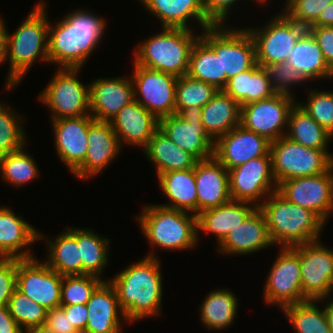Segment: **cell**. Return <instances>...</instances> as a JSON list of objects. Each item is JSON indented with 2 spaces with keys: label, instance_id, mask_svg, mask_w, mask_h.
<instances>
[{
  "label": "cell",
  "instance_id": "obj_13",
  "mask_svg": "<svg viewBox=\"0 0 333 333\" xmlns=\"http://www.w3.org/2000/svg\"><path fill=\"white\" fill-rule=\"evenodd\" d=\"M135 100L158 120L175 114L178 77L133 63Z\"/></svg>",
  "mask_w": 333,
  "mask_h": 333
},
{
  "label": "cell",
  "instance_id": "obj_52",
  "mask_svg": "<svg viewBox=\"0 0 333 333\" xmlns=\"http://www.w3.org/2000/svg\"><path fill=\"white\" fill-rule=\"evenodd\" d=\"M54 333H79L66 317L64 309L56 307L47 311L45 324Z\"/></svg>",
  "mask_w": 333,
  "mask_h": 333
},
{
  "label": "cell",
  "instance_id": "obj_38",
  "mask_svg": "<svg viewBox=\"0 0 333 333\" xmlns=\"http://www.w3.org/2000/svg\"><path fill=\"white\" fill-rule=\"evenodd\" d=\"M285 137L311 149L328 150L333 136L297 103L292 108Z\"/></svg>",
  "mask_w": 333,
  "mask_h": 333
},
{
  "label": "cell",
  "instance_id": "obj_30",
  "mask_svg": "<svg viewBox=\"0 0 333 333\" xmlns=\"http://www.w3.org/2000/svg\"><path fill=\"white\" fill-rule=\"evenodd\" d=\"M257 207L249 202L230 200L197 215V231L214 234L217 245Z\"/></svg>",
  "mask_w": 333,
  "mask_h": 333
},
{
  "label": "cell",
  "instance_id": "obj_54",
  "mask_svg": "<svg viewBox=\"0 0 333 333\" xmlns=\"http://www.w3.org/2000/svg\"><path fill=\"white\" fill-rule=\"evenodd\" d=\"M0 333H24L12 318L8 306L0 307Z\"/></svg>",
  "mask_w": 333,
  "mask_h": 333
},
{
  "label": "cell",
  "instance_id": "obj_49",
  "mask_svg": "<svg viewBox=\"0 0 333 333\" xmlns=\"http://www.w3.org/2000/svg\"><path fill=\"white\" fill-rule=\"evenodd\" d=\"M17 258H0V307L8 306L16 289Z\"/></svg>",
  "mask_w": 333,
  "mask_h": 333
},
{
  "label": "cell",
  "instance_id": "obj_1",
  "mask_svg": "<svg viewBox=\"0 0 333 333\" xmlns=\"http://www.w3.org/2000/svg\"><path fill=\"white\" fill-rule=\"evenodd\" d=\"M89 10L77 9L49 22V63L57 68H82L106 31V20ZM55 64V65H54Z\"/></svg>",
  "mask_w": 333,
  "mask_h": 333
},
{
  "label": "cell",
  "instance_id": "obj_60",
  "mask_svg": "<svg viewBox=\"0 0 333 333\" xmlns=\"http://www.w3.org/2000/svg\"><path fill=\"white\" fill-rule=\"evenodd\" d=\"M330 168H331V171L333 173V155L332 154L330 156Z\"/></svg>",
  "mask_w": 333,
  "mask_h": 333
},
{
  "label": "cell",
  "instance_id": "obj_2",
  "mask_svg": "<svg viewBox=\"0 0 333 333\" xmlns=\"http://www.w3.org/2000/svg\"><path fill=\"white\" fill-rule=\"evenodd\" d=\"M161 261L145 256L127 265L108 281L114 286L128 323L161 316L163 277Z\"/></svg>",
  "mask_w": 333,
  "mask_h": 333
},
{
  "label": "cell",
  "instance_id": "obj_51",
  "mask_svg": "<svg viewBox=\"0 0 333 333\" xmlns=\"http://www.w3.org/2000/svg\"><path fill=\"white\" fill-rule=\"evenodd\" d=\"M308 31L315 38L325 61L333 69V26H310Z\"/></svg>",
  "mask_w": 333,
  "mask_h": 333
},
{
  "label": "cell",
  "instance_id": "obj_11",
  "mask_svg": "<svg viewBox=\"0 0 333 333\" xmlns=\"http://www.w3.org/2000/svg\"><path fill=\"white\" fill-rule=\"evenodd\" d=\"M279 254L266 276L264 302L281 310L308 299L302 292L299 256L290 247H279Z\"/></svg>",
  "mask_w": 333,
  "mask_h": 333
},
{
  "label": "cell",
  "instance_id": "obj_42",
  "mask_svg": "<svg viewBox=\"0 0 333 333\" xmlns=\"http://www.w3.org/2000/svg\"><path fill=\"white\" fill-rule=\"evenodd\" d=\"M23 147L0 158V175L13 187H24L39 178L40 171L35 159Z\"/></svg>",
  "mask_w": 333,
  "mask_h": 333
},
{
  "label": "cell",
  "instance_id": "obj_41",
  "mask_svg": "<svg viewBox=\"0 0 333 333\" xmlns=\"http://www.w3.org/2000/svg\"><path fill=\"white\" fill-rule=\"evenodd\" d=\"M218 91L214 85L191 78L188 74L178 77L175 114L198 112Z\"/></svg>",
  "mask_w": 333,
  "mask_h": 333
},
{
  "label": "cell",
  "instance_id": "obj_48",
  "mask_svg": "<svg viewBox=\"0 0 333 333\" xmlns=\"http://www.w3.org/2000/svg\"><path fill=\"white\" fill-rule=\"evenodd\" d=\"M333 0H286L283 12L293 21L310 27Z\"/></svg>",
  "mask_w": 333,
  "mask_h": 333
},
{
  "label": "cell",
  "instance_id": "obj_14",
  "mask_svg": "<svg viewBox=\"0 0 333 333\" xmlns=\"http://www.w3.org/2000/svg\"><path fill=\"white\" fill-rule=\"evenodd\" d=\"M228 171L232 200L249 202L259 207L277 190L271 155L254 158Z\"/></svg>",
  "mask_w": 333,
  "mask_h": 333
},
{
  "label": "cell",
  "instance_id": "obj_21",
  "mask_svg": "<svg viewBox=\"0 0 333 333\" xmlns=\"http://www.w3.org/2000/svg\"><path fill=\"white\" fill-rule=\"evenodd\" d=\"M91 115L52 120L54 146L58 159L73 173L84 161L88 149Z\"/></svg>",
  "mask_w": 333,
  "mask_h": 333
},
{
  "label": "cell",
  "instance_id": "obj_44",
  "mask_svg": "<svg viewBox=\"0 0 333 333\" xmlns=\"http://www.w3.org/2000/svg\"><path fill=\"white\" fill-rule=\"evenodd\" d=\"M8 308L12 318L23 331L45 324L48 310L27 298L17 288L9 300Z\"/></svg>",
  "mask_w": 333,
  "mask_h": 333
},
{
  "label": "cell",
  "instance_id": "obj_25",
  "mask_svg": "<svg viewBox=\"0 0 333 333\" xmlns=\"http://www.w3.org/2000/svg\"><path fill=\"white\" fill-rule=\"evenodd\" d=\"M86 306L89 314L84 333H123L121 320L124 324L128 320L114 286L107 279L95 289Z\"/></svg>",
  "mask_w": 333,
  "mask_h": 333
},
{
  "label": "cell",
  "instance_id": "obj_10",
  "mask_svg": "<svg viewBox=\"0 0 333 333\" xmlns=\"http://www.w3.org/2000/svg\"><path fill=\"white\" fill-rule=\"evenodd\" d=\"M290 248L299 256L303 295L323 302L333 298V250L320 240Z\"/></svg>",
  "mask_w": 333,
  "mask_h": 333
},
{
  "label": "cell",
  "instance_id": "obj_9",
  "mask_svg": "<svg viewBox=\"0 0 333 333\" xmlns=\"http://www.w3.org/2000/svg\"><path fill=\"white\" fill-rule=\"evenodd\" d=\"M278 13L264 27H246L255 42L256 62L262 67L287 61L295 43L308 30L284 12Z\"/></svg>",
  "mask_w": 333,
  "mask_h": 333
},
{
  "label": "cell",
  "instance_id": "obj_27",
  "mask_svg": "<svg viewBox=\"0 0 333 333\" xmlns=\"http://www.w3.org/2000/svg\"><path fill=\"white\" fill-rule=\"evenodd\" d=\"M197 215L232 200L229 171L215 158L199 160L195 165Z\"/></svg>",
  "mask_w": 333,
  "mask_h": 333
},
{
  "label": "cell",
  "instance_id": "obj_59",
  "mask_svg": "<svg viewBox=\"0 0 333 333\" xmlns=\"http://www.w3.org/2000/svg\"><path fill=\"white\" fill-rule=\"evenodd\" d=\"M259 3L258 5H263L267 4V0H256V4Z\"/></svg>",
  "mask_w": 333,
  "mask_h": 333
},
{
  "label": "cell",
  "instance_id": "obj_53",
  "mask_svg": "<svg viewBox=\"0 0 333 333\" xmlns=\"http://www.w3.org/2000/svg\"><path fill=\"white\" fill-rule=\"evenodd\" d=\"M64 309L66 317L79 333H84L88 321V309L86 304H75L61 306Z\"/></svg>",
  "mask_w": 333,
  "mask_h": 333
},
{
  "label": "cell",
  "instance_id": "obj_16",
  "mask_svg": "<svg viewBox=\"0 0 333 333\" xmlns=\"http://www.w3.org/2000/svg\"><path fill=\"white\" fill-rule=\"evenodd\" d=\"M277 191L287 200L315 213L325 224L333 213V173L326 172L281 182Z\"/></svg>",
  "mask_w": 333,
  "mask_h": 333
},
{
  "label": "cell",
  "instance_id": "obj_4",
  "mask_svg": "<svg viewBox=\"0 0 333 333\" xmlns=\"http://www.w3.org/2000/svg\"><path fill=\"white\" fill-rule=\"evenodd\" d=\"M258 208L265 216L275 246L293 247L322 239L325 223L311 210L293 204L277 190Z\"/></svg>",
  "mask_w": 333,
  "mask_h": 333
},
{
  "label": "cell",
  "instance_id": "obj_55",
  "mask_svg": "<svg viewBox=\"0 0 333 333\" xmlns=\"http://www.w3.org/2000/svg\"><path fill=\"white\" fill-rule=\"evenodd\" d=\"M8 33L4 18L0 17V66L7 62Z\"/></svg>",
  "mask_w": 333,
  "mask_h": 333
},
{
  "label": "cell",
  "instance_id": "obj_35",
  "mask_svg": "<svg viewBox=\"0 0 333 333\" xmlns=\"http://www.w3.org/2000/svg\"><path fill=\"white\" fill-rule=\"evenodd\" d=\"M308 82L333 79V69L325 61L313 35L307 30L295 43L287 60Z\"/></svg>",
  "mask_w": 333,
  "mask_h": 333
},
{
  "label": "cell",
  "instance_id": "obj_26",
  "mask_svg": "<svg viewBox=\"0 0 333 333\" xmlns=\"http://www.w3.org/2000/svg\"><path fill=\"white\" fill-rule=\"evenodd\" d=\"M109 122L121 147L126 143L144 149L159 128V120L135 99L122 107Z\"/></svg>",
  "mask_w": 333,
  "mask_h": 333
},
{
  "label": "cell",
  "instance_id": "obj_23",
  "mask_svg": "<svg viewBox=\"0 0 333 333\" xmlns=\"http://www.w3.org/2000/svg\"><path fill=\"white\" fill-rule=\"evenodd\" d=\"M271 246L273 247L274 243L269 234L267 221L257 207L217 245V251L236 257L257 253Z\"/></svg>",
  "mask_w": 333,
  "mask_h": 333
},
{
  "label": "cell",
  "instance_id": "obj_37",
  "mask_svg": "<svg viewBox=\"0 0 333 333\" xmlns=\"http://www.w3.org/2000/svg\"><path fill=\"white\" fill-rule=\"evenodd\" d=\"M238 301L236 294L228 289L212 290L198 309L203 326L214 331H221L233 326L237 316Z\"/></svg>",
  "mask_w": 333,
  "mask_h": 333
},
{
  "label": "cell",
  "instance_id": "obj_29",
  "mask_svg": "<svg viewBox=\"0 0 333 333\" xmlns=\"http://www.w3.org/2000/svg\"><path fill=\"white\" fill-rule=\"evenodd\" d=\"M148 13L160 20L162 28L188 29L197 21L202 31L214 24L207 18L203 0H138Z\"/></svg>",
  "mask_w": 333,
  "mask_h": 333
},
{
  "label": "cell",
  "instance_id": "obj_20",
  "mask_svg": "<svg viewBox=\"0 0 333 333\" xmlns=\"http://www.w3.org/2000/svg\"><path fill=\"white\" fill-rule=\"evenodd\" d=\"M266 137L236 126L215 141L214 157L227 169H233L254 158L271 155Z\"/></svg>",
  "mask_w": 333,
  "mask_h": 333
},
{
  "label": "cell",
  "instance_id": "obj_33",
  "mask_svg": "<svg viewBox=\"0 0 333 333\" xmlns=\"http://www.w3.org/2000/svg\"><path fill=\"white\" fill-rule=\"evenodd\" d=\"M159 187L170 204L161 206L197 215L195 168L161 173L157 176Z\"/></svg>",
  "mask_w": 333,
  "mask_h": 333
},
{
  "label": "cell",
  "instance_id": "obj_47",
  "mask_svg": "<svg viewBox=\"0 0 333 333\" xmlns=\"http://www.w3.org/2000/svg\"><path fill=\"white\" fill-rule=\"evenodd\" d=\"M264 68L268 74L270 85L276 94L295 97L292 94V86L308 82L288 61L266 65Z\"/></svg>",
  "mask_w": 333,
  "mask_h": 333
},
{
  "label": "cell",
  "instance_id": "obj_40",
  "mask_svg": "<svg viewBox=\"0 0 333 333\" xmlns=\"http://www.w3.org/2000/svg\"><path fill=\"white\" fill-rule=\"evenodd\" d=\"M319 300H307L283 308L282 313L292 325L295 333H332L324 312L317 307Z\"/></svg>",
  "mask_w": 333,
  "mask_h": 333
},
{
  "label": "cell",
  "instance_id": "obj_7",
  "mask_svg": "<svg viewBox=\"0 0 333 333\" xmlns=\"http://www.w3.org/2000/svg\"><path fill=\"white\" fill-rule=\"evenodd\" d=\"M81 68H58L38 99L50 109L51 120L90 114L89 84L79 81ZM78 78V79H77Z\"/></svg>",
  "mask_w": 333,
  "mask_h": 333
},
{
  "label": "cell",
  "instance_id": "obj_17",
  "mask_svg": "<svg viewBox=\"0 0 333 333\" xmlns=\"http://www.w3.org/2000/svg\"><path fill=\"white\" fill-rule=\"evenodd\" d=\"M159 129L177 146L190 152L198 160L214 157L215 141L203 127L198 112H185L161 118Z\"/></svg>",
  "mask_w": 333,
  "mask_h": 333
},
{
  "label": "cell",
  "instance_id": "obj_57",
  "mask_svg": "<svg viewBox=\"0 0 333 333\" xmlns=\"http://www.w3.org/2000/svg\"><path fill=\"white\" fill-rule=\"evenodd\" d=\"M330 300H327L326 304L324 305V312L326 315V320L328 326L333 333V300L329 297Z\"/></svg>",
  "mask_w": 333,
  "mask_h": 333
},
{
  "label": "cell",
  "instance_id": "obj_18",
  "mask_svg": "<svg viewBox=\"0 0 333 333\" xmlns=\"http://www.w3.org/2000/svg\"><path fill=\"white\" fill-rule=\"evenodd\" d=\"M88 149L83 163L72 173L84 181L104 171L120 154L119 139L110 122L93 119L88 125Z\"/></svg>",
  "mask_w": 333,
  "mask_h": 333
},
{
  "label": "cell",
  "instance_id": "obj_3",
  "mask_svg": "<svg viewBox=\"0 0 333 333\" xmlns=\"http://www.w3.org/2000/svg\"><path fill=\"white\" fill-rule=\"evenodd\" d=\"M47 1L41 0L17 27L14 33H8L7 61L9 71L5 90L10 91L23 81L25 74L35 64L43 61L49 64L48 29L49 19Z\"/></svg>",
  "mask_w": 333,
  "mask_h": 333
},
{
  "label": "cell",
  "instance_id": "obj_24",
  "mask_svg": "<svg viewBox=\"0 0 333 333\" xmlns=\"http://www.w3.org/2000/svg\"><path fill=\"white\" fill-rule=\"evenodd\" d=\"M35 228L9 206H0V258H34L28 247L44 237Z\"/></svg>",
  "mask_w": 333,
  "mask_h": 333
},
{
  "label": "cell",
  "instance_id": "obj_15",
  "mask_svg": "<svg viewBox=\"0 0 333 333\" xmlns=\"http://www.w3.org/2000/svg\"><path fill=\"white\" fill-rule=\"evenodd\" d=\"M38 260L17 258L16 288L47 310L60 307L63 276Z\"/></svg>",
  "mask_w": 333,
  "mask_h": 333
},
{
  "label": "cell",
  "instance_id": "obj_28",
  "mask_svg": "<svg viewBox=\"0 0 333 333\" xmlns=\"http://www.w3.org/2000/svg\"><path fill=\"white\" fill-rule=\"evenodd\" d=\"M256 63L255 42L247 28L221 25V75H226V85Z\"/></svg>",
  "mask_w": 333,
  "mask_h": 333
},
{
  "label": "cell",
  "instance_id": "obj_36",
  "mask_svg": "<svg viewBox=\"0 0 333 333\" xmlns=\"http://www.w3.org/2000/svg\"><path fill=\"white\" fill-rule=\"evenodd\" d=\"M223 91L240 107L254 101L268 99L276 94L270 85L265 68L258 63L228 79Z\"/></svg>",
  "mask_w": 333,
  "mask_h": 333
},
{
  "label": "cell",
  "instance_id": "obj_5",
  "mask_svg": "<svg viewBox=\"0 0 333 333\" xmlns=\"http://www.w3.org/2000/svg\"><path fill=\"white\" fill-rule=\"evenodd\" d=\"M142 209L136 219L142 234L155 248L146 254L147 257L158 258L154 253L157 247L168 251H187L199 244L197 215L159 204H146Z\"/></svg>",
  "mask_w": 333,
  "mask_h": 333
},
{
  "label": "cell",
  "instance_id": "obj_31",
  "mask_svg": "<svg viewBox=\"0 0 333 333\" xmlns=\"http://www.w3.org/2000/svg\"><path fill=\"white\" fill-rule=\"evenodd\" d=\"M149 162L154 164L156 176L161 173L195 168L199 161L190 152L181 149L159 128L148 145L142 149Z\"/></svg>",
  "mask_w": 333,
  "mask_h": 333
},
{
  "label": "cell",
  "instance_id": "obj_12",
  "mask_svg": "<svg viewBox=\"0 0 333 333\" xmlns=\"http://www.w3.org/2000/svg\"><path fill=\"white\" fill-rule=\"evenodd\" d=\"M295 97L275 94L265 100L240 107V125L273 142L286 134L289 114L297 103Z\"/></svg>",
  "mask_w": 333,
  "mask_h": 333
},
{
  "label": "cell",
  "instance_id": "obj_45",
  "mask_svg": "<svg viewBox=\"0 0 333 333\" xmlns=\"http://www.w3.org/2000/svg\"><path fill=\"white\" fill-rule=\"evenodd\" d=\"M105 279L94 275L63 276L60 306L87 304L92 293Z\"/></svg>",
  "mask_w": 333,
  "mask_h": 333
},
{
  "label": "cell",
  "instance_id": "obj_32",
  "mask_svg": "<svg viewBox=\"0 0 333 333\" xmlns=\"http://www.w3.org/2000/svg\"><path fill=\"white\" fill-rule=\"evenodd\" d=\"M58 236L44 238L47 245V259L44 261L51 269L62 276L82 275V259L77 243V228L65 227Z\"/></svg>",
  "mask_w": 333,
  "mask_h": 333
},
{
  "label": "cell",
  "instance_id": "obj_43",
  "mask_svg": "<svg viewBox=\"0 0 333 333\" xmlns=\"http://www.w3.org/2000/svg\"><path fill=\"white\" fill-rule=\"evenodd\" d=\"M8 103L0 102V158L26 147L25 119Z\"/></svg>",
  "mask_w": 333,
  "mask_h": 333
},
{
  "label": "cell",
  "instance_id": "obj_8",
  "mask_svg": "<svg viewBox=\"0 0 333 333\" xmlns=\"http://www.w3.org/2000/svg\"><path fill=\"white\" fill-rule=\"evenodd\" d=\"M270 154L274 179L281 182L298 177L316 176L330 168L331 152L311 149L283 136L271 142Z\"/></svg>",
  "mask_w": 333,
  "mask_h": 333
},
{
  "label": "cell",
  "instance_id": "obj_58",
  "mask_svg": "<svg viewBox=\"0 0 333 333\" xmlns=\"http://www.w3.org/2000/svg\"><path fill=\"white\" fill-rule=\"evenodd\" d=\"M24 333H54L46 325H40L36 327L29 328L24 331Z\"/></svg>",
  "mask_w": 333,
  "mask_h": 333
},
{
  "label": "cell",
  "instance_id": "obj_39",
  "mask_svg": "<svg viewBox=\"0 0 333 333\" xmlns=\"http://www.w3.org/2000/svg\"><path fill=\"white\" fill-rule=\"evenodd\" d=\"M77 243L82 259V275L101 278L106 265L109 264L110 239L95 233L91 228L77 227Z\"/></svg>",
  "mask_w": 333,
  "mask_h": 333
},
{
  "label": "cell",
  "instance_id": "obj_22",
  "mask_svg": "<svg viewBox=\"0 0 333 333\" xmlns=\"http://www.w3.org/2000/svg\"><path fill=\"white\" fill-rule=\"evenodd\" d=\"M90 114L96 121L109 122L135 99L131 76L97 78L89 83Z\"/></svg>",
  "mask_w": 333,
  "mask_h": 333
},
{
  "label": "cell",
  "instance_id": "obj_19",
  "mask_svg": "<svg viewBox=\"0 0 333 333\" xmlns=\"http://www.w3.org/2000/svg\"><path fill=\"white\" fill-rule=\"evenodd\" d=\"M188 75L223 90L226 75H221V25H213L200 33L190 53Z\"/></svg>",
  "mask_w": 333,
  "mask_h": 333
},
{
  "label": "cell",
  "instance_id": "obj_46",
  "mask_svg": "<svg viewBox=\"0 0 333 333\" xmlns=\"http://www.w3.org/2000/svg\"><path fill=\"white\" fill-rule=\"evenodd\" d=\"M306 92V103L297 104L333 136V91L311 88Z\"/></svg>",
  "mask_w": 333,
  "mask_h": 333
},
{
  "label": "cell",
  "instance_id": "obj_50",
  "mask_svg": "<svg viewBox=\"0 0 333 333\" xmlns=\"http://www.w3.org/2000/svg\"><path fill=\"white\" fill-rule=\"evenodd\" d=\"M238 1L240 0H203L207 18L214 25H226V22L228 24L231 8L234 4H238Z\"/></svg>",
  "mask_w": 333,
  "mask_h": 333
},
{
  "label": "cell",
  "instance_id": "obj_6",
  "mask_svg": "<svg viewBox=\"0 0 333 333\" xmlns=\"http://www.w3.org/2000/svg\"><path fill=\"white\" fill-rule=\"evenodd\" d=\"M199 37L193 30L161 28L157 35L136 45L133 62L176 77L187 75L191 49Z\"/></svg>",
  "mask_w": 333,
  "mask_h": 333
},
{
  "label": "cell",
  "instance_id": "obj_56",
  "mask_svg": "<svg viewBox=\"0 0 333 333\" xmlns=\"http://www.w3.org/2000/svg\"><path fill=\"white\" fill-rule=\"evenodd\" d=\"M311 26H333V1L320 13Z\"/></svg>",
  "mask_w": 333,
  "mask_h": 333
},
{
  "label": "cell",
  "instance_id": "obj_34",
  "mask_svg": "<svg viewBox=\"0 0 333 333\" xmlns=\"http://www.w3.org/2000/svg\"><path fill=\"white\" fill-rule=\"evenodd\" d=\"M198 113L214 141L240 125V105L223 90H219Z\"/></svg>",
  "mask_w": 333,
  "mask_h": 333
}]
</instances>
